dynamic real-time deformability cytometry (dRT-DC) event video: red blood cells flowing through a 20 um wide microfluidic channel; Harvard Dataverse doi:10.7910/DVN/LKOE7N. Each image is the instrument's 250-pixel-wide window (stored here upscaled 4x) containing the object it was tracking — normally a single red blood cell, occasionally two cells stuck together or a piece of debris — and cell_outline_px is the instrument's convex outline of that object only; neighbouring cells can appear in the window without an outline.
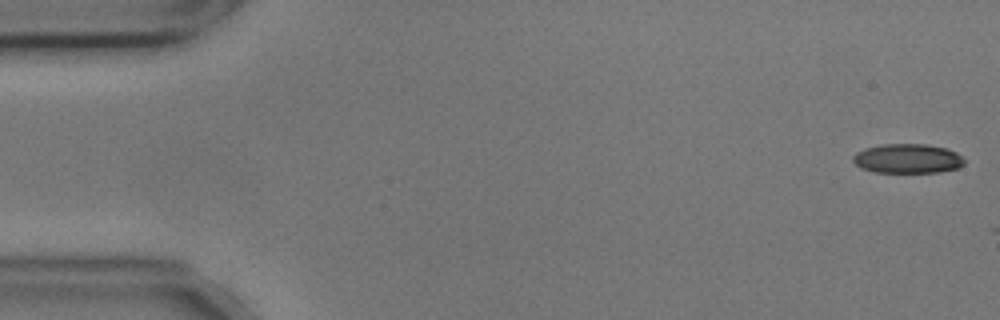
{"species": "common noctule bat (a hibernating species)", "species_latin": "Nyctalus noctula", "temperature_condition": "cold", "stored_images_in_passage": 13, "camera_frame_rate_fps": 3000, "um_per_image_px": 0.085, "animal": {"sex": "male", "body_mass_g": 17.9, "forearm_length_mm": 54.2}, "frame": {"image": 1, "passage_image": 1, "time_ms": 0.0, "image_size_px": [1000, 320], "cell_outline_px": [[964, 164], [956, 168], [940, 172], [872, 172], [860, 168], [852, 160], [852, 156], [856, 152], [864, 148], [880, 144], [928, 144], [948, 148], [956, 152], [964, 160]], "centroid_in_image_um": [77.11, 13.47], "position_along_channel_um": 7.9, "area_um2": 19.25}}
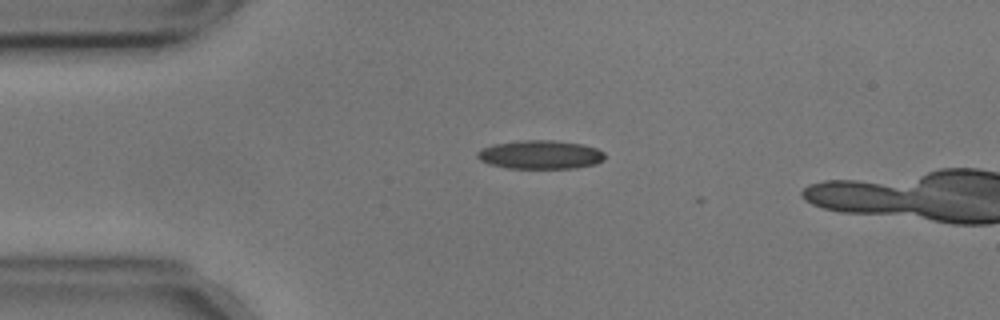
{"frame": {"image": 2, "passage_image": 12, "time_ms": 3.667, "image_size_px": [1000, 320], "cell_outline_px": [[604, 160], [596, 164], [576, 168], [508, 168], [488, 164], [480, 160], [476, 156], [476, 152], [492, 144], [524, 140], [556, 140], [584, 144], [596, 148], [604, 152]], "centroid_in_image_um": [45.94, 13.14], "position_along_channel_um": 39.1, "area_um2": 21.44}}